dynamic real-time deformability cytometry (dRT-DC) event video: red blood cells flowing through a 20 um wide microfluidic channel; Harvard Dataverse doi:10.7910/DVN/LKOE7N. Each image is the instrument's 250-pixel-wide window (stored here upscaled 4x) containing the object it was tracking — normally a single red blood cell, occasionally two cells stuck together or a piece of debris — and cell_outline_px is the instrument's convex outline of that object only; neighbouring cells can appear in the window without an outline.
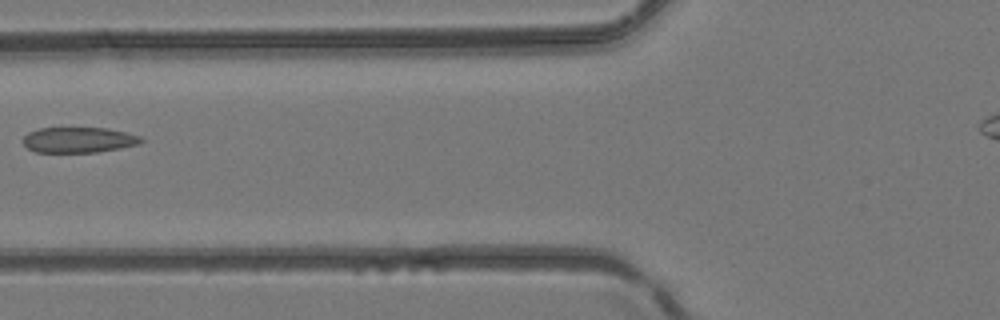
{"species": "common noctule bat (a hibernating species)", "species_latin": "Nyctalus noctula", "temperature_condition": "room temperature", "stored_images_in_passage": 5, "camera_frame_rate_fps": 3000, "um_per_image_px": 0.085, "animal": {"sex": "female", "body_mass_g": 24.6, "forearm_length_mm": 56.2}, "frame": {"image": 1, "passage_image": 5, "time_ms": 1.333, "image_size_px": [1000, 320], "cell_outline_px": [[144, 140], [140, 144], [120, 148], [96, 152], [36, 152], [28, 148], [24, 144], [24, 136], [28, 132], [40, 128], [108, 128], [140, 136]], "centroid_in_image_um": [6.7, 11.89], "position_along_channel_um": 119.1, "area_um2": 17.46}}